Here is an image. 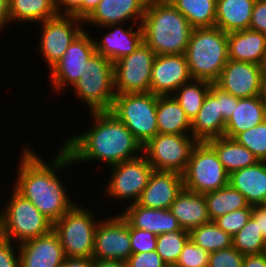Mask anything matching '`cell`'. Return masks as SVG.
Masks as SVG:
<instances>
[{
  "label": "cell",
  "mask_w": 266,
  "mask_h": 267,
  "mask_svg": "<svg viewBox=\"0 0 266 267\" xmlns=\"http://www.w3.org/2000/svg\"><path fill=\"white\" fill-rule=\"evenodd\" d=\"M229 184L242 193L249 205H262L266 200V161L232 172Z\"/></svg>",
  "instance_id": "cell-26"
},
{
  "label": "cell",
  "mask_w": 266,
  "mask_h": 267,
  "mask_svg": "<svg viewBox=\"0 0 266 267\" xmlns=\"http://www.w3.org/2000/svg\"><path fill=\"white\" fill-rule=\"evenodd\" d=\"M192 80L185 54L156 55L151 73L150 93L172 95Z\"/></svg>",
  "instance_id": "cell-17"
},
{
  "label": "cell",
  "mask_w": 266,
  "mask_h": 267,
  "mask_svg": "<svg viewBox=\"0 0 266 267\" xmlns=\"http://www.w3.org/2000/svg\"><path fill=\"white\" fill-rule=\"evenodd\" d=\"M252 216V208H241L214 220L215 224L233 237L239 232Z\"/></svg>",
  "instance_id": "cell-40"
},
{
  "label": "cell",
  "mask_w": 266,
  "mask_h": 267,
  "mask_svg": "<svg viewBox=\"0 0 266 267\" xmlns=\"http://www.w3.org/2000/svg\"><path fill=\"white\" fill-rule=\"evenodd\" d=\"M84 21L73 15L57 14L41 22L39 52L49 70L62 58L72 41L84 30ZM83 25V26H82Z\"/></svg>",
  "instance_id": "cell-14"
},
{
  "label": "cell",
  "mask_w": 266,
  "mask_h": 267,
  "mask_svg": "<svg viewBox=\"0 0 266 267\" xmlns=\"http://www.w3.org/2000/svg\"><path fill=\"white\" fill-rule=\"evenodd\" d=\"M209 254L189 239L173 267H208Z\"/></svg>",
  "instance_id": "cell-39"
},
{
  "label": "cell",
  "mask_w": 266,
  "mask_h": 267,
  "mask_svg": "<svg viewBox=\"0 0 266 267\" xmlns=\"http://www.w3.org/2000/svg\"><path fill=\"white\" fill-rule=\"evenodd\" d=\"M93 267H127L124 261L97 260L93 258Z\"/></svg>",
  "instance_id": "cell-53"
},
{
  "label": "cell",
  "mask_w": 266,
  "mask_h": 267,
  "mask_svg": "<svg viewBox=\"0 0 266 267\" xmlns=\"http://www.w3.org/2000/svg\"><path fill=\"white\" fill-rule=\"evenodd\" d=\"M207 203L208 215L211 221L232 211L241 208H253L246 201L241 192L233 188L230 184L204 194Z\"/></svg>",
  "instance_id": "cell-32"
},
{
  "label": "cell",
  "mask_w": 266,
  "mask_h": 267,
  "mask_svg": "<svg viewBox=\"0 0 266 267\" xmlns=\"http://www.w3.org/2000/svg\"><path fill=\"white\" fill-rule=\"evenodd\" d=\"M262 205L266 208V200H265V202Z\"/></svg>",
  "instance_id": "cell-56"
},
{
  "label": "cell",
  "mask_w": 266,
  "mask_h": 267,
  "mask_svg": "<svg viewBox=\"0 0 266 267\" xmlns=\"http://www.w3.org/2000/svg\"><path fill=\"white\" fill-rule=\"evenodd\" d=\"M156 118L158 133L191 134V121L173 95L157 97Z\"/></svg>",
  "instance_id": "cell-29"
},
{
  "label": "cell",
  "mask_w": 266,
  "mask_h": 267,
  "mask_svg": "<svg viewBox=\"0 0 266 267\" xmlns=\"http://www.w3.org/2000/svg\"><path fill=\"white\" fill-rule=\"evenodd\" d=\"M193 28L214 27L217 0H169Z\"/></svg>",
  "instance_id": "cell-33"
},
{
  "label": "cell",
  "mask_w": 266,
  "mask_h": 267,
  "mask_svg": "<svg viewBox=\"0 0 266 267\" xmlns=\"http://www.w3.org/2000/svg\"><path fill=\"white\" fill-rule=\"evenodd\" d=\"M60 267H93V258L65 257Z\"/></svg>",
  "instance_id": "cell-50"
},
{
  "label": "cell",
  "mask_w": 266,
  "mask_h": 267,
  "mask_svg": "<svg viewBox=\"0 0 266 267\" xmlns=\"http://www.w3.org/2000/svg\"><path fill=\"white\" fill-rule=\"evenodd\" d=\"M232 246L244 256L265 252L266 241L252 216L246 225L232 237Z\"/></svg>",
  "instance_id": "cell-36"
},
{
  "label": "cell",
  "mask_w": 266,
  "mask_h": 267,
  "mask_svg": "<svg viewBox=\"0 0 266 267\" xmlns=\"http://www.w3.org/2000/svg\"><path fill=\"white\" fill-rule=\"evenodd\" d=\"M233 139L248 148L259 161H266V119L261 124L237 134Z\"/></svg>",
  "instance_id": "cell-38"
},
{
  "label": "cell",
  "mask_w": 266,
  "mask_h": 267,
  "mask_svg": "<svg viewBox=\"0 0 266 267\" xmlns=\"http://www.w3.org/2000/svg\"><path fill=\"white\" fill-rule=\"evenodd\" d=\"M197 143L192 135L158 133L143 145V155L154 170L183 174Z\"/></svg>",
  "instance_id": "cell-10"
},
{
  "label": "cell",
  "mask_w": 266,
  "mask_h": 267,
  "mask_svg": "<svg viewBox=\"0 0 266 267\" xmlns=\"http://www.w3.org/2000/svg\"><path fill=\"white\" fill-rule=\"evenodd\" d=\"M182 175L185 189L203 195L229 184V174L207 142H198L194 146Z\"/></svg>",
  "instance_id": "cell-9"
},
{
  "label": "cell",
  "mask_w": 266,
  "mask_h": 267,
  "mask_svg": "<svg viewBox=\"0 0 266 267\" xmlns=\"http://www.w3.org/2000/svg\"><path fill=\"white\" fill-rule=\"evenodd\" d=\"M121 216L133 228H139L156 235L181 230L177 219L169 209H153L138 203L127 205Z\"/></svg>",
  "instance_id": "cell-22"
},
{
  "label": "cell",
  "mask_w": 266,
  "mask_h": 267,
  "mask_svg": "<svg viewBox=\"0 0 266 267\" xmlns=\"http://www.w3.org/2000/svg\"><path fill=\"white\" fill-rule=\"evenodd\" d=\"M91 127L62 141L73 164L97 161L107 167L138 158L143 146L131 131L110 111L90 112Z\"/></svg>",
  "instance_id": "cell-2"
},
{
  "label": "cell",
  "mask_w": 266,
  "mask_h": 267,
  "mask_svg": "<svg viewBox=\"0 0 266 267\" xmlns=\"http://www.w3.org/2000/svg\"><path fill=\"white\" fill-rule=\"evenodd\" d=\"M20 267H60L65 259L57 233H49L18 244Z\"/></svg>",
  "instance_id": "cell-18"
},
{
  "label": "cell",
  "mask_w": 266,
  "mask_h": 267,
  "mask_svg": "<svg viewBox=\"0 0 266 267\" xmlns=\"http://www.w3.org/2000/svg\"><path fill=\"white\" fill-rule=\"evenodd\" d=\"M125 262L127 267H168L156 250L132 253Z\"/></svg>",
  "instance_id": "cell-43"
},
{
  "label": "cell",
  "mask_w": 266,
  "mask_h": 267,
  "mask_svg": "<svg viewBox=\"0 0 266 267\" xmlns=\"http://www.w3.org/2000/svg\"><path fill=\"white\" fill-rule=\"evenodd\" d=\"M266 119V103L263 95L250 98H239L234 102V110L225 123L224 137L233 139L237 134L245 132Z\"/></svg>",
  "instance_id": "cell-24"
},
{
  "label": "cell",
  "mask_w": 266,
  "mask_h": 267,
  "mask_svg": "<svg viewBox=\"0 0 266 267\" xmlns=\"http://www.w3.org/2000/svg\"><path fill=\"white\" fill-rule=\"evenodd\" d=\"M156 54L143 42L132 53L113 63L115 94L150 92Z\"/></svg>",
  "instance_id": "cell-11"
},
{
  "label": "cell",
  "mask_w": 266,
  "mask_h": 267,
  "mask_svg": "<svg viewBox=\"0 0 266 267\" xmlns=\"http://www.w3.org/2000/svg\"><path fill=\"white\" fill-rule=\"evenodd\" d=\"M111 167V176L109 175L104 194L111 200L132 199L129 204L137 203L154 170L147 158L142 154Z\"/></svg>",
  "instance_id": "cell-12"
},
{
  "label": "cell",
  "mask_w": 266,
  "mask_h": 267,
  "mask_svg": "<svg viewBox=\"0 0 266 267\" xmlns=\"http://www.w3.org/2000/svg\"><path fill=\"white\" fill-rule=\"evenodd\" d=\"M143 39L156 55L185 54L193 27L167 0H149L141 22Z\"/></svg>",
  "instance_id": "cell-3"
},
{
  "label": "cell",
  "mask_w": 266,
  "mask_h": 267,
  "mask_svg": "<svg viewBox=\"0 0 266 267\" xmlns=\"http://www.w3.org/2000/svg\"><path fill=\"white\" fill-rule=\"evenodd\" d=\"M82 1L83 0H53V3L57 14L73 15L82 20Z\"/></svg>",
  "instance_id": "cell-47"
},
{
  "label": "cell",
  "mask_w": 266,
  "mask_h": 267,
  "mask_svg": "<svg viewBox=\"0 0 266 267\" xmlns=\"http://www.w3.org/2000/svg\"><path fill=\"white\" fill-rule=\"evenodd\" d=\"M11 23H41L57 15L53 0H11L9 2Z\"/></svg>",
  "instance_id": "cell-31"
},
{
  "label": "cell",
  "mask_w": 266,
  "mask_h": 267,
  "mask_svg": "<svg viewBox=\"0 0 266 267\" xmlns=\"http://www.w3.org/2000/svg\"><path fill=\"white\" fill-rule=\"evenodd\" d=\"M130 241L132 253H142L156 250L157 235L130 226Z\"/></svg>",
  "instance_id": "cell-42"
},
{
  "label": "cell",
  "mask_w": 266,
  "mask_h": 267,
  "mask_svg": "<svg viewBox=\"0 0 266 267\" xmlns=\"http://www.w3.org/2000/svg\"><path fill=\"white\" fill-rule=\"evenodd\" d=\"M261 67H262L263 76H266V53H265V57H264Z\"/></svg>",
  "instance_id": "cell-55"
},
{
  "label": "cell",
  "mask_w": 266,
  "mask_h": 267,
  "mask_svg": "<svg viewBox=\"0 0 266 267\" xmlns=\"http://www.w3.org/2000/svg\"><path fill=\"white\" fill-rule=\"evenodd\" d=\"M261 65L228 60L214 84L238 98H250L263 94Z\"/></svg>",
  "instance_id": "cell-16"
},
{
  "label": "cell",
  "mask_w": 266,
  "mask_h": 267,
  "mask_svg": "<svg viewBox=\"0 0 266 267\" xmlns=\"http://www.w3.org/2000/svg\"><path fill=\"white\" fill-rule=\"evenodd\" d=\"M210 92L219 100L220 112L226 123L233 113L234 102H238L239 98L221 90L214 83L211 84Z\"/></svg>",
  "instance_id": "cell-45"
},
{
  "label": "cell",
  "mask_w": 266,
  "mask_h": 267,
  "mask_svg": "<svg viewBox=\"0 0 266 267\" xmlns=\"http://www.w3.org/2000/svg\"><path fill=\"white\" fill-rule=\"evenodd\" d=\"M252 217L266 241V208L263 205H254L252 208Z\"/></svg>",
  "instance_id": "cell-48"
},
{
  "label": "cell",
  "mask_w": 266,
  "mask_h": 267,
  "mask_svg": "<svg viewBox=\"0 0 266 267\" xmlns=\"http://www.w3.org/2000/svg\"><path fill=\"white\" fill-rule=\"evenodd\" d=\"M211 84V82L206 80L192 79L190 82L181 85L172 94L191 122L198 115L210 91Z\"/></svg>",
  "instance_id": "cell-34"
},
{
  "label": "cell",
  "mask_w": 266,
  "mask_h": 267,
  "mask_svg": "<svg viewBox=\"0 0 266 267\" xmlns=\"http://www.w3.org/2000/svg\"><path fill=\"white\" fill-rule=\"evenodd\" d=\"M157 97L150 92L115 94L110 109L142 146L158 134Z\"/></svg>",
  "instance_id": "cell-7"
},
{
  "label": "cell",
  "mask_w": 266,
  "mask_h": 267,
  "mask_svg": "<svg viewBox=\"0 0 266 267\" xmlns=\"http://www.w3.org/2000/svg\"><path fill=\"white\" fill-rule=\"evenodd\" d=\"M169 210L177 219L180 227L187 231L211 221L204 195L189 191L184 187L177 194Z\"/></svg>",
  "instance_id": "cell-23"
},
{
  "label": "cell",
  "mask_w": 266,
  "mask_h": 267,
  "mask_svg": "<svg viewBox=\"0 0 266 267\" xmlns=\"http://www.w3.org/2000/svg\"><path fill=\"white\" fill-rule=\"evenodd\" d=\"M249 29L266 35V0L255 1Z\"/></svg>",
  "instance_id": "cell-46"
},
{
  "label": "cell",
  "mask_w": 266,
  "mask_h": 267,
  "mask_svg": "<svg viewBox=\"0 0 266 267\" xmlns=\"http://www.w3.org/2000/svg\"><path fill=\"white\" fill-rule=\"evenodd\" d=\"M242 267H266V253L245 255Z\"/></svg>",
  "instance_id": "cell-49"
},
{
  "label": "cell",
  "mask_w": 266,
  "mask_h": 267,
  "mask_svg": "<svg viewBox=\"0 0 266 267\" xmlns=\"http://www.w3.org/2000/svg\"><path fill=\"white\" fill-rule=\"evenodd\" d=\"M135 25L136 28L134 29ZM122 26V24H115L101 27L107 28V30L113 29L99 40L93 37L96 52L113 63L134 52L144 42L141 24H132L127 29Z\"/></svg>",
  "instance_id": "cell-20"
},
{
  "label": "cell",
  "mask_w": 266,
  "mask_h": 267,
  "mask_svg": "<svg viewBox=\"0 0 266 267\" xmlns=\"http://www.w3.org/2000/svg\"><path fill=\"white\" fill-rule=\"evenodd\" d=\"M0 211V236L17 245L49 233L53 223L15 189Z\"/></svg>",
  "instance_id": "cell-5"
},
{
  "label": "cell",
  "mask_w": 266,
  "mask_h": 267,
  "mask_svg": "<svg viewBox=\"0 0 266 267\" xmlns=\"http://www.w3.org/2000/svg\"><path fill=\"white\" fill-rule=\"evenodd\" d=\"M101 0H83L82 1V21H85L96 9Z\"/></svg>",
  "instance_id": "cell-52"
},
{
  "label": "cell",
  "mask_w": 266,
  "mask_h": 267,
  "mask_svg": "<svg viewBox=\"0 0 266 267\" xmlns=\"http://www.w3.org/2000/svg\"><path fill=\"white\" fill-rule=\"evenodd\" d=\"M104 219H100L95 230L92 258L125 262L132 254L130 225L120 213Z\"/></svg>",
  "instance_id": "cell-15"
},
{
  "label": "cell",
  "mask_w": 266,
  "mask_h": 267,
  "mask_svg": "<svg viewBox=\"0 0 266 267\" xmlns=\"http://www.w3.org/2000/svg\"><path fill=\"white\" fill-rule=\"evenodd\" d=\"M14 244L0 236V267H20L19 249Z\"/></svg>",
  "instance_id": "cell-44"
},
{
  "label": "cell",
  "mask_w": 266,
  "mask_h": 267,
  "mask_svg": "<svg viewBox=\"0 0 266 267\" xmlns=\"http://www.w3.org/2000/svg\"><path fill=\"white\" fill-rule=\"evenodd\" d=\"M149 0H101L92 14L83 22L86 25L141 24ZM134 21V22H133Z\"/></svg>",
  "instance_id": "cell-19"
},
{
  "label": "cell",
  "mask_w": 266,
  "mask_h": 267,
  "mask_svg": "<svg viewBox=\"0 0 266 267\" xmlns=\"http://www.w3.org/2000/svg\"><path fill=\"white\" fill-rule=\"evenodd\" d=\"M207 143L215 150L219 161L229 175L259 162L248 148L240 145L234 139L223 136L211 139Z\"/></svg>",
  "instance_id": "cell-30"
},
{
  "label": "cell",
  "mask_w": 266,
  "mask_h": 267,
  "mask_svg": "<svg viewBox=\"0 0 266 267\" xmlns=\"http://www.w3.org/2000/svg\"><path fill=\"white\" fill-rule=\"evenodd\" d=\"M182 189V174L174 171L153 170L137 203L147 208L169 209Z\"/></svg>",
  "instance_id": "cell-21"
},
{
  "label": "cell",
  "mask_w": 266,
  "mask_h": 267,
  "mask_svg": "<svg viewBox=\"0 0 266 267\" xmlns=\"http://www.w3.org/2000/svg\"><path fill=\"white\" fill-rule=\"evenodd\" d=\"M82 206L75 203L53 224V230L59 236L65 257L93 256L95 230L99 220H95L91 209Z\"/></svg>",
  "instance_id": "cell-8"
},
{
  "label": "cell",
  "mask_w": 266,
  "mask_h": 267,
  "mask_svg": "<svg viewBox=\"0 0 266 267\" xmlns=\"http://www.w3.org/2000/svg\"><path fill=\"white\" fill-rule=\"evenodd\" d=\"M244 255L233 246L210 252L208 267H242Z\"/></svg>",
  "instance_id": "cell-41"
},
{
  "label": "cell",
  "mask_w": 266,
  "mask_h": 267,
  "mask_svg": "<svg viewBox=\"0 0 266 267\" xmlns=\"http://www.w3.org/2000/svg\"><path fill=\"white\" fill-rule=\"evenodd\" d=\"M230 60L262 65L266 53V35L245 29L227 33Z\"/></svg>",
  "instance_id": "cell-25"
},
{
  "label": "cell",
  "mask_w": 266,
  "mask_h": 267,
  "mask_svg": "<svg viewBox=\"0 0 266 267\" xmlns=\"http://www.w3.org/2000/svg\"><path fill=\"white\" fill-rule=\"evenodd\" d=\"M185 56L192 79L214 83L229 60L227 33L216 26L193 28Z\"/></svg>",
  "instance_id": "cell-4"
},
{
  "label": "cell",
  "mask_w": 266,
  "mask_h": 267,
  "mask_svg": "<svg viewBox=\"0 0 266 267\" xmlns=\"http://www.w3.org/2000/svg\"><path fill=\"white\" fill-rule=\"evenodd\" d=\"M263 98H264V101L266 103V76H264L263 78Z\"/></svg>",
  "instance_id": "cell-54"
},
{
  "label": "cell",
  "mask_w": 266,
  "mask_h": 267,
  "mask_svg": "<svg viewBox=\"0 0 266 267\" xmlns=\"http://www.w3.org/2000/svg\"><path fill=\"white\" fill-rule=\"evenodd\" d=\"M11 24L9 15V2L0 0V34L2 29H6L7 24Z\"/></svg>",
  "instance_id": "cell-51"
},
{
  "label": "cell",
  "mask_w": 266,
  "mask_h": 267,
  "mask_svg": "<svg viewBox=\"0 0 266 267\" xmlns=\"http://www.w3.org/2000/svg\"><path fill=\"white\" fill-rule=\"evenodd\" d=\"M21 152L13 188L54 224L76 203L57 173L73 165L70 154L61 145L48 163L28 145Z\"/></svg>",
  "instance_id": "cell-1"
},
{
  "label": "cell",
  "mask_w": 266,
  "mask_h": 267,
  "mask_svg": "<svg viewBox=\"0 0 266 267\" xmlns=\"http://www.w3.org/2000/svg\"><path fill=\"white\" fill-rule=\"evenodd\" d=\"M189 235L196 245L209 253L232 246V237L219 228L214 221L191 229Z\"/></svg>",
  "instance_id": "cell-35"
},
{
  "label": "cell",
  "mask_w": 266,
  "mask_h": 267,
  "mask_svg": "<svg viewBox=\"0 0 266 267\" xmlns=\"http://www.w3.org/2000/svg\"><path fill=\"white\" fill-rule=\"evenodd\" d=\"M189 239V231L185 229L159 234L157 235L156 252L168 267H173Z\"/></svg>",
  "instance_id": "cell-37"
},
{
  "label": "cell",
  "mask_w": 266,
  "mask_h": 267,
  "mask_svg": "<svg viewBox=\"0 0 266 267\" xmlns=\"http://www.w3.org/2000/svg\"><path fill=\"white\" fill-rule=\"evenodd\" d=\"M96 52L93 36L84 29L69 45L62 58L50 69L53 93L72 88L83 75L86 62ZM70 85V86H69Z\"/></svg>",
  "instance_id": "cell-13"
},
{
  "label": "cell",
  "mask_w": 266,
  "mask_h": 267,
  "mask_svg": "<svg viewBox=\"0 0 266 267\" xmlns=\"http://www.w3.org/2000/svg\"><path fill=\"white\" fill-rule=\"evenodd\" d=\"M113 62L95 52L86 62L83 75L72 87L89 112L110 111L115 98Z\"/></svg>",
  "instance_id": "cell-6"
},
{
  "label": "cell",
  "mask_w": 266,
  "mask_h": 267,
  "mask_svg": "<svg viewBox=\"0 0 266 267\" xmlns=\"http://www.w3.org/2000/svg\"><path fill=\"white\" fill-rule=\"evenodd\" d=\"M225 122L220 112L219 100L209 91L198 115L191 122V135L198 142L223 137Z\"/></svg>",
  "instance_id": "cell-27"
},
{
  "label": "cell",
  "mask_w": 266,
  "mask_h": 267,
  "mask_svg": "<svg viewBox=\"0 0 266 267\" xmlns=\"http://www.w3.org/2000/svg\"><path fill=\"white\" fill-rule=\"evenodd\" d=\"M256 0H217L215 26L225 33L249 29Z\"/></svg>",
  "instance_id": "cell-28"
}]
</instances>
